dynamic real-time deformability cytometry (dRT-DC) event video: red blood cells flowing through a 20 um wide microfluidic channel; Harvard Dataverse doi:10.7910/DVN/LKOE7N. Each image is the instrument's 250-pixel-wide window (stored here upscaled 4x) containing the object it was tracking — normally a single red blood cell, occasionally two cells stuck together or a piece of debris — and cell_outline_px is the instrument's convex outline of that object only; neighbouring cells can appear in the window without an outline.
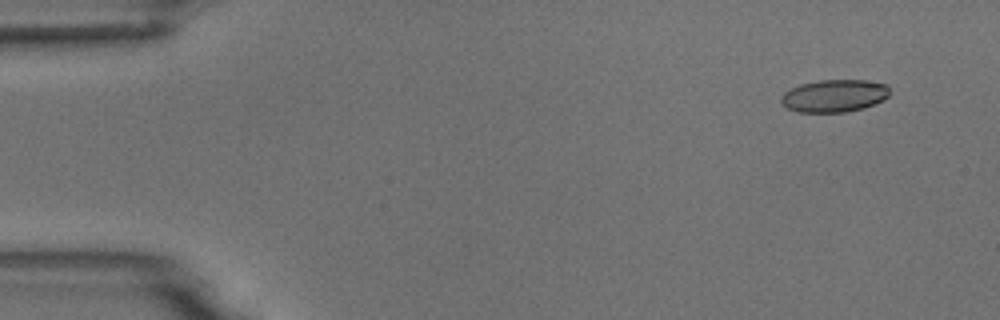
{"species": "common noctule bat (a hibernating species)", "species_latin": "Nyctalus noctula", "temperature_condition": "room temperature", "stored_images_in_passage": 7, "camera_frame_rate_fps": 3000, "um_per_image_px": 0.085, "animal": {"sex": "male", "body_mass_g": 18.8}, "frame": {"image": 1, "passage_image": 2, "time_ms": 1.0, "image_size_px": [1000, 320], "cell_outline_px": [[888, 96], [864, 108], [844, 112], [796, 112], [780, 104], [780, 96], [784, 92], [800, 84], [820, 80], [864, 80], [888, 84]], "centroid_in_image_um": [70.86, 8.14], "position_along_channel_um": 14.1, "area_um2": 20.52}}
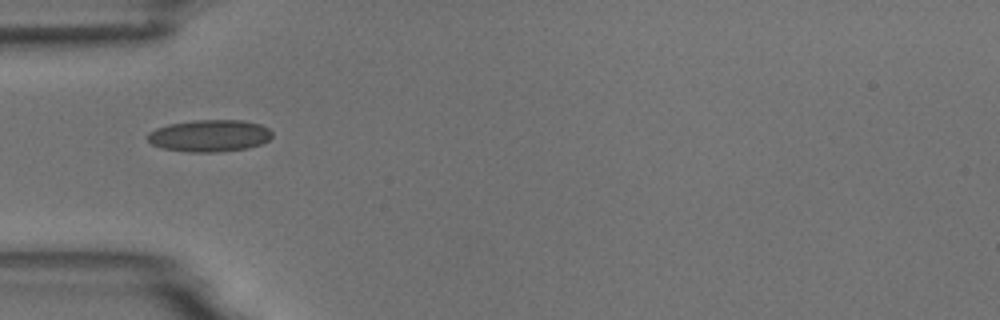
{"frame": {"image": 2, "passage_image": 5, "time_ms": 5.333, "image_size_px": [1000, 320], "cell_outline_px": [[272, 136], [268, 140], [260, 144], [248, 148], [216, 152], [188, 152], [164, 148], [152, 144], [148, 140], [148, 132], [156, 128], [168, 124], [192, 120], [244, 120], [260, 124], [268, 128], [272, 132]], "centroid_in_image_um": [17.82, 11.53], "position_along_channel_um": 67.2, "area_um2": 23.24}}
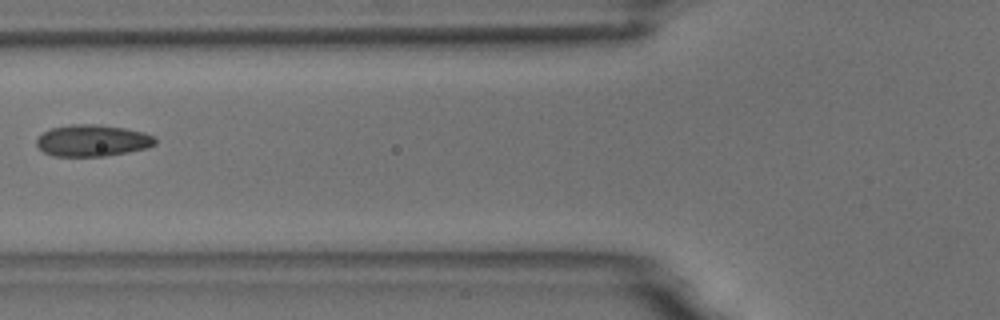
{"frame": {"image": 3, "passage_image": 6, "time_ms": 6.667, "image_size_px": [1000, 320], "cell_outline_px": [[156, 144], [148, 148], [128, 152], [104, 156], [52, 156], [44, 152], [36, 144], [36, 140], [44, 132], [52, 128], [72, 124], [96, 124], [124, 128], [144, 132], [156, 136]], "centroid_in_image_um": [7.9, 11.95], "position_along_channel_um": 117.9, "area_um2": 21.91}}